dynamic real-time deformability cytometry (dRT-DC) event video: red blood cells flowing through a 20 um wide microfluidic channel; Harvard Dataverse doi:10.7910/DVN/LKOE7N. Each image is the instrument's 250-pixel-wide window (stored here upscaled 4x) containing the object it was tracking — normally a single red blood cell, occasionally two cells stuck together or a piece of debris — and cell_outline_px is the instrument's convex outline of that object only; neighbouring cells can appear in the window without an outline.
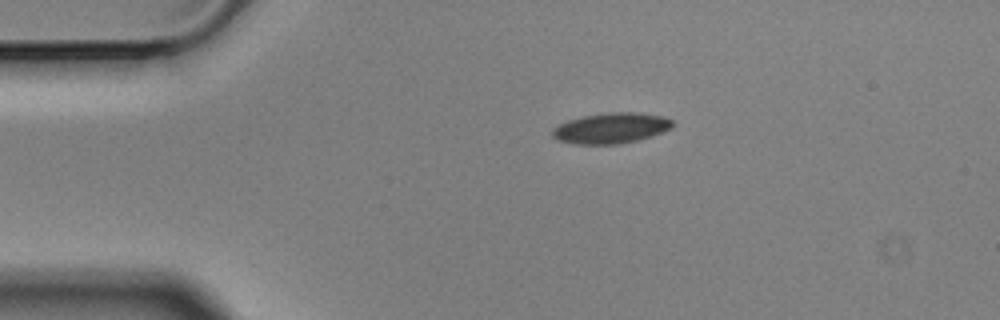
{"species": "Egyptian fruit bat (a non-hibernating species)", "species_latin": "Rousettus aegyptiacus", "temperature_condition": "cold", "stored_images_in_passage": 3, "camera_frame_rate_fps": 3000, "um_per_image_px": 0.085, "animal": {"sex": "male"}, "frame": {"image": 1, "passage_image": 1, "time_ms": 0.0, "image_size_px": [1000, 320], "cell_outline_px": [[672, 128], [636, 140], [620, 144], [572, 144], [556, 140], [552, 136], [552, 128], [568, 120], [580, 116], [608, 112], [636, 112], [660, 116], [672, 120]], "centroid_in_image_um": [51.86, 10.89], "position_along_channel_um": 33.1, "area_um2": 21.33}}
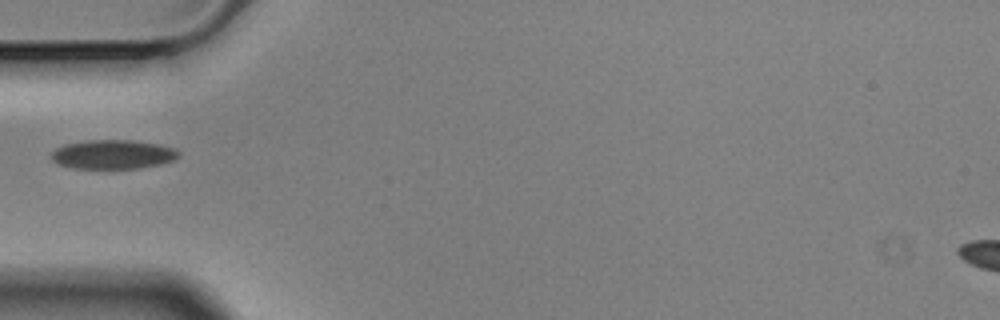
{"frame": {"image": 2, "passage_image": 3, "time_ms": 0.667, "image_size_px": [1000, 320], "cell_outline_px": [[180, 156], [176, 160], [160, 164], [140, 168], [72, 168], [60, 164], [52, 160], [52, 152], [56, 148], [64, 144], [84, 140], [132, 140], [160, 144], [176, 148], [180, 152]], "centroid_in_image_um": [9.65, 13.11], "position_along_channel_um": 75.3, "area_um2": 21.79}}